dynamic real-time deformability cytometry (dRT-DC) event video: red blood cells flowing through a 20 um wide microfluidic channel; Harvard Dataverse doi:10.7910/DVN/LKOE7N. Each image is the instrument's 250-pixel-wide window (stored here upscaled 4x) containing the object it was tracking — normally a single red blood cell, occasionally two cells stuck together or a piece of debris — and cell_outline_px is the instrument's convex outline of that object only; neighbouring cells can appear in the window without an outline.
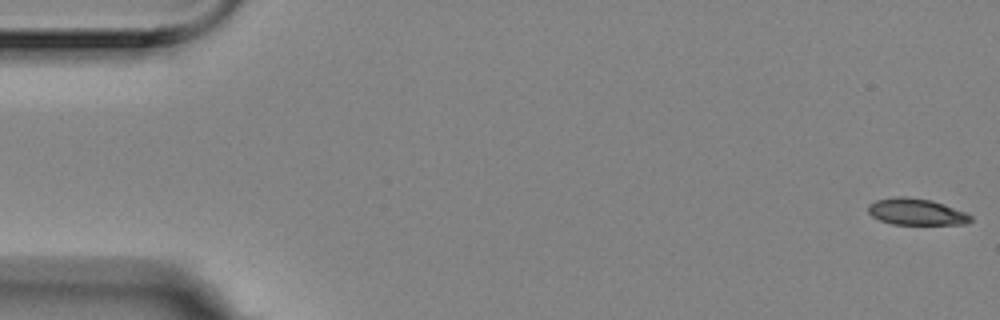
{"species": "Egyptian fruit bat (a non-hibernating species)", "species_latin": "Rousettus aegyptiacus", "temperature_condition": "room temperature", "stored_images_in_passage": 11, "camera_frame_rate_fps": 3000, "um_per_image_px": 0.085, "animal": {"sex": "female"}, "frame": {"image": 1, "passage_image": 1, "time_ms": 0.0, "image_size_px": [1000, 320], "cell_outline_px": [[972, 220], [968, 224], [892, 224], [880, 220], [872, 216], [868, 212], [868, 204], [876, 200], [896, 196], [908, 196], [932, 200], [944, 204], [964, 212], [972, 216]], "centroid_in_image_um": [77.87, 17.99], "position_along_channel_um": 7.1, "area_um2": 15.9}}
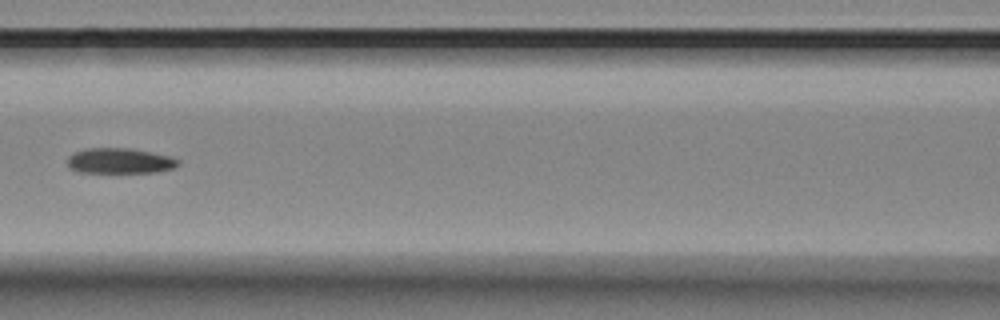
{"frame": {"image": 2, "passage_image": 7, "time_ms": 2.0, "image_size_px": [1000, 320], "cell_outline_px": [[180, 164], [176, 168], [156, 172], [80, 172], [68, 168], [68, 156], [84, 148], [128, 148], [172, 156], [180, 160]], "centroid_in_image_um": [10.22, 13.67], "position_along_channel_um": 156.4, "area_um2": 16.47}}
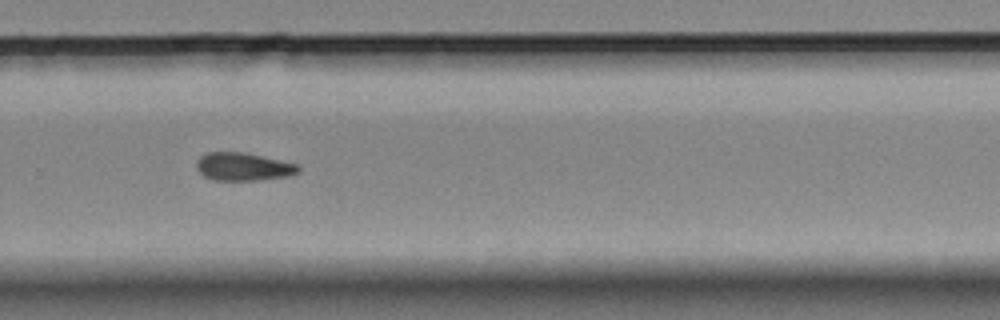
{"frame": {"image": 3, "passage_image": 11, "time_ms": 3.333, "image_size_px": [1000, 320], "cell_outline_px": [[300, 172], [288, 176], [260, 180], [212, 180], [204, 176], [196, 168], [196, 160], [204, 152], [244, 152], [280, 160], [296, 164], [300, 168]], "centroid_in_image_um": [20.64, 14.17], "position_along_channel_um": 309.2, "area_um2": 16.7}}